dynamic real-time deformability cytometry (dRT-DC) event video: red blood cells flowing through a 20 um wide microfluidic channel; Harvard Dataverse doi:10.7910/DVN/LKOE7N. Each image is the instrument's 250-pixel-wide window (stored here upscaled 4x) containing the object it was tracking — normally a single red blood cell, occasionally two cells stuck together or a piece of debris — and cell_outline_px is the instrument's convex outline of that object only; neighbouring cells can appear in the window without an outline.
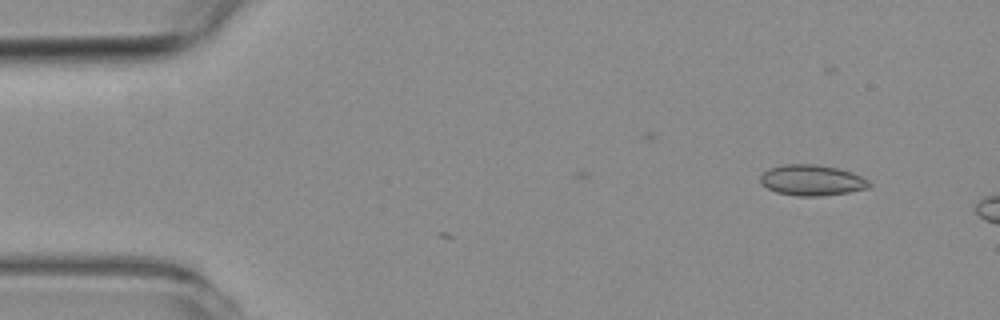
{"species": "common noctule bat (a hibernating species)", "species_latin": "Nyctalus noctula", "temperature_condition": "room temperature", "stored_images_in_passage": 2, "camera_frame_rate_fps": 3000, "um_per_image_px": 0.085, "animal": {"sex": "female", "body_mass_g": 19.3, "forearm_length_mm": 54.1}, "frame": {"image": 1, "passage_image": 2, "time_ms": 0.333, "image_size_px": [1000, 320], "cell_outline_px": [[872, 184], [868, 188], [848, 192], [820, 196], [796, 196], [776, 192], [768, 188], [760, 180], [760, 176], [768, 168], [784, 164], [816, 164], [836, 168], [852, 172], [868, 180]], "centroid_in_image_um": [69.01, 15.31], "position_along_channel_um": 16.0, "area_um2": 19.42}}